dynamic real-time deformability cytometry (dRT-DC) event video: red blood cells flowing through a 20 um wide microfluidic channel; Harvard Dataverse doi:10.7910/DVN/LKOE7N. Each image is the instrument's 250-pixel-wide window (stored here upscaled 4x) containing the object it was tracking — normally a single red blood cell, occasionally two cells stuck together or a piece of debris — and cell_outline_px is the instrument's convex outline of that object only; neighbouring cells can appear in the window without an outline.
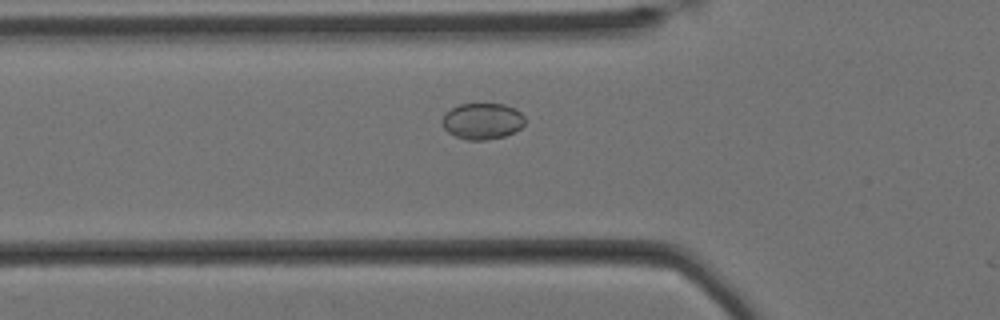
{"species": "Egyptian fruit bat (a non-hibernating species)", "species_latin": "Rousettus aegyptiacus", "temperature_condition": "cold", "stored_images_in_passage": 16, "camera_frame_rate_fps": 3000, "um_per_image_px": 0.085, "animal": {"sex": "female"}, "frame": {"image": 1, "passage_image": 15, "time_ms": 4.667, "image_size_px": [1000, 320], "cell_outline_px": [[524, 124], [520, 128], [504, 136], [484, 140], [468, 140], [456, 136], [448, 132], [440, 124], [440, 120], [444, 112], [460, 104], [504, 104], [516, 108], [524, 116]], "centroid_in_image_um": [40.96, 10.28], "position_along_channel_um": 84.8, "area_um2": 17.57}}